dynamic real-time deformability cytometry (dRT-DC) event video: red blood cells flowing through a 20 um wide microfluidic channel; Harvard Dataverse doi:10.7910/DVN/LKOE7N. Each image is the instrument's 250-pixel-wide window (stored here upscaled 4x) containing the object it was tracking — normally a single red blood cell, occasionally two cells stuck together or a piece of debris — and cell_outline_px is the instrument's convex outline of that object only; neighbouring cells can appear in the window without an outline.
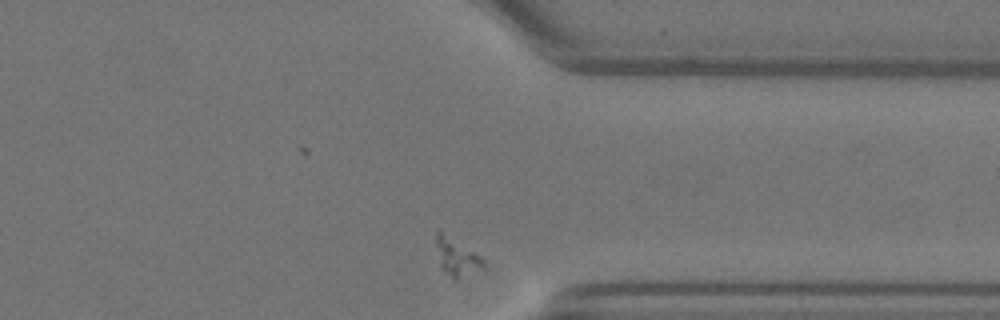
{"species": "Egyptian fruit bat (a non-hibernating species)", "species_latin": "Rousettus aegyptiacus", "temperature_condition": "warm", "stored_images_in_passage": 31, "camera_frame_rate_fps": 3000, "um_per_image_px": 0.085, "animal": {"sex": "female"}, "frame": {"image": 1, "passage_image": 31, "time_ms": 10.0, "image_size_px": [1000, 320], "cell_outline_px": [[484, 264], [456, 280], [452, 280], [440, 268], [436, 244], [436, 232], [440, 228], [480, 256], [484, 260]], "centroid_in_image_um": [38.73, 21.79], "position_along_channel_um": 372.7, "area_um2": 10.23}}